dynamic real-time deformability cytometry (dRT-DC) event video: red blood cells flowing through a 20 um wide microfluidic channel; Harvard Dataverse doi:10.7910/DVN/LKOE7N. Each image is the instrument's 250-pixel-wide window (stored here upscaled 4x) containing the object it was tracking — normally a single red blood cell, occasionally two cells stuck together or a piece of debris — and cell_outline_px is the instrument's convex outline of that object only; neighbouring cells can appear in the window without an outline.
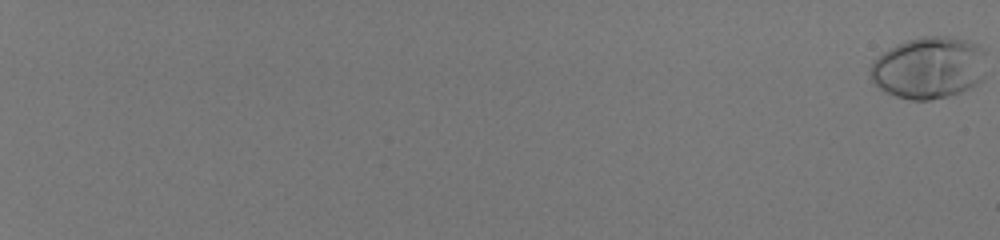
{"species": "human", "species_latin": "Homo sapiens", "temperature_condition": "room temperature", "stored_images_in_passage": 58, "camera_frame_rate_fps": 3000, "um_per_image_px": 0.085, "donor": {"sex": "male"}, "frame": {"image": 1, "passage_image": 1, "time_ms": 0.0, "image_size_px": [1000, 240], "cell_outline_px": [[984, 76], [976, 84], [960, 92], [928, 100], [912, 100], [896, 96], [884, 92], [872, 80], [872, 60], [888, 48], [908, 40], [924, 36], [948, 36], [968, 40], [984, 48]], "centroid_in_image_um": [78.96, 5.74], "position_along_channel_um": 6.0, "area_um2": 41.67}}
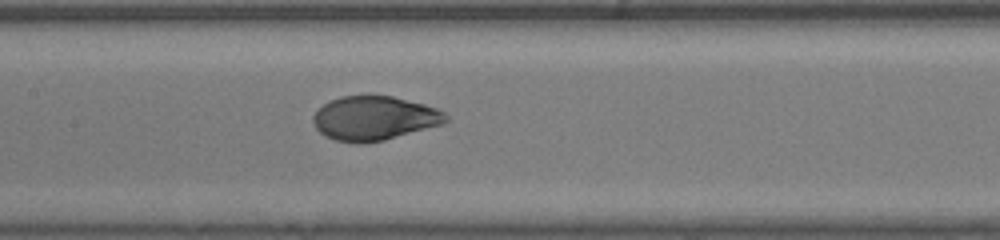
{"frame": {"image": 2, "passage_image": 36, "time_ms": 11.667, "image_size_px": [1000, 240], "cell_outline_px": [[448, 120], [444, 124], [384, 140], [360, 144], [356, 144], [336, 140], [320, 132], [316, 128], [312, 120], [312, 116], [328, 100], [340, 96], [368, 92], [392, 96], [424, 104], [436, 108], [444, 112], [448, 116]], "centroid_in_image_um": [31.81, 10.01], "position_along_channel_um": 175.6, "area_um2": 34.85}}
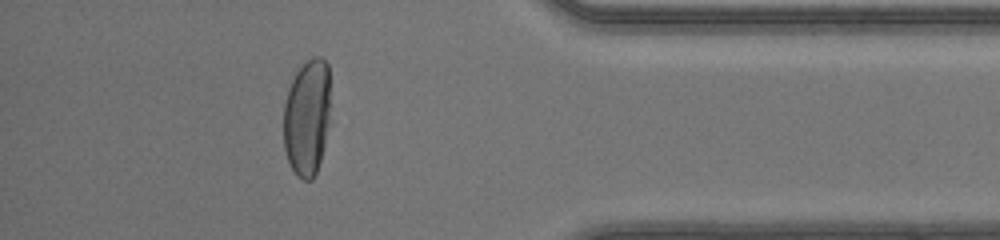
{"frame": {"image": 3, "passage_image": 54, "time_ms": 17.667, "image_size_px": [1000, 240], "cell_outline_px": [[328, 124], [324, 144], [320, 160], [316, 172], [312, 180], [304, 180], [296, 176], [288, 160], [284, 148], [284, 104], [288, 88], [296, 72], [312, 56], [320, 56], [328, 64]], "centroid_in_image_um": [26.07, 9.98], "position_along_channel_um": 409.1, "area_um2": 31.5}, "authors_computed_cell_mechanics": {"area_um2": 35.4314, "velocity_mm_per_s": 4.1586, "shape_relaxation_time_tau1_ms": 4.8399, "shape_relaxation_time_tau2_ms": null, "deformation_change_tau1": 0.2397, "deformation_change_tau2": null}}